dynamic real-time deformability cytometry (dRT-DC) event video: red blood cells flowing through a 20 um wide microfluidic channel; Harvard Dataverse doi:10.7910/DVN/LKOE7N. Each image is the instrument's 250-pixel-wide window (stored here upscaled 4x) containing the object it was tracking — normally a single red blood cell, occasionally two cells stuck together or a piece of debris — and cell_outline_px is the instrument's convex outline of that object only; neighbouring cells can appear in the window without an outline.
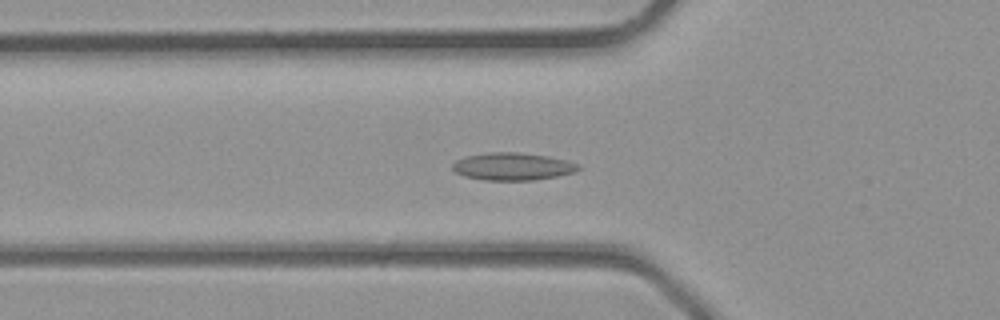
{"species": "common noctule bat (a hibernating species)", "species_latin": "Nyctalus noctula", "temperature_condition": "room temperature", "stored_images_in_passage": 30, "camera_frame_rate_fps": 3000, "um_per_image_px": 0.085, "animal": {"sex": "male", "body_mass_g": 23.1, "forearm_length_mm": 52.7}, "frame": {"image": 1, "passage_image": 7, "time_ms": 2.0, "image_size_px": [1000, 320], "cell_outline_px": [[580, 168], [572, 172], [556, 176], [532, 180], [484, 180], [464, 176], [456, 172], [452, 168], [452, 164], [456, 160], [464, 156], [488, 152], [520, 152], [544, 156], [564, 160], [576, 164]], "centroid_in_image_um": [43.48, 14.14], "position_along_channel_um": 82.3, "area_um2": 19.88}}
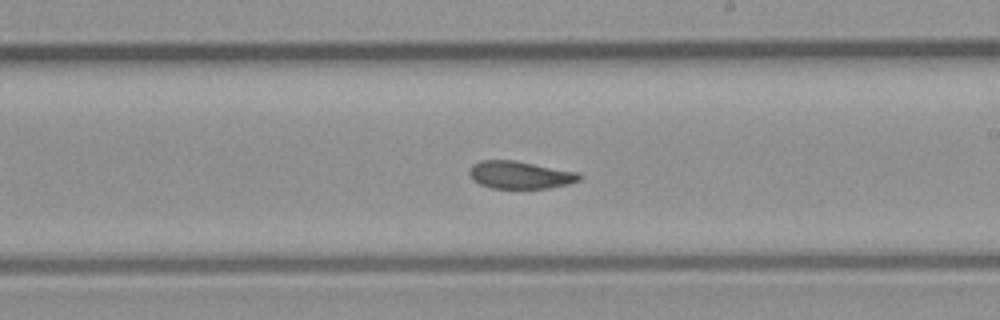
{"frame": {"image": 2, "passage_image": 16, "time_ms": 5.0, "image_size_px": [1000, 320], "cell_outline_px": [[584, 176], [580, 180], [568, 184], [548, 188], [492, 188], [480, 184], [472, 180], [468, 172], [472, 164], [480, 160], [516, 160], [576, 172]], "centroid_in_image_um": [44.18, 14.86], "position_along_channel_um": 244.8, "area_um2": 17.74}}
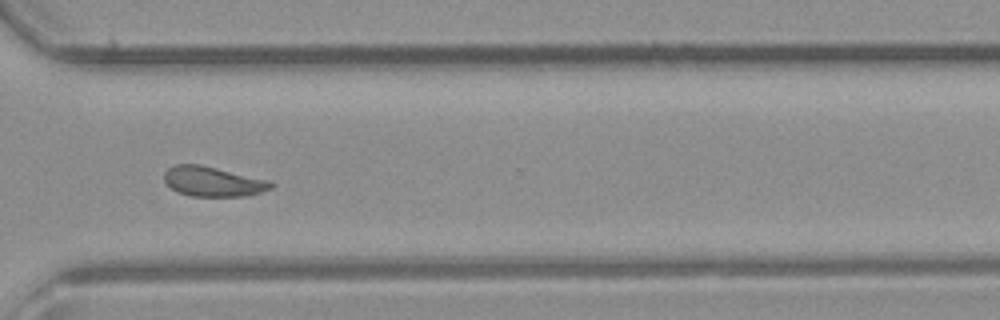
{"frame": {"image": 3, "passage_image": 22, "time_ms": 7.0, "image_size_px": [1000, 320], "cell_outline_px": [[276, 184], [272, 188], [260, 192], [244, 196], [192, 196], [180, 192], [172, 188], [164, 180], [164, 172], [168, 168], [176, 164], [200, 164], [272, 180]], "centroid_in_image_um": [18.16, 15.41], "position_along_channel_um": 352.4, "area_um2": 18.67}}